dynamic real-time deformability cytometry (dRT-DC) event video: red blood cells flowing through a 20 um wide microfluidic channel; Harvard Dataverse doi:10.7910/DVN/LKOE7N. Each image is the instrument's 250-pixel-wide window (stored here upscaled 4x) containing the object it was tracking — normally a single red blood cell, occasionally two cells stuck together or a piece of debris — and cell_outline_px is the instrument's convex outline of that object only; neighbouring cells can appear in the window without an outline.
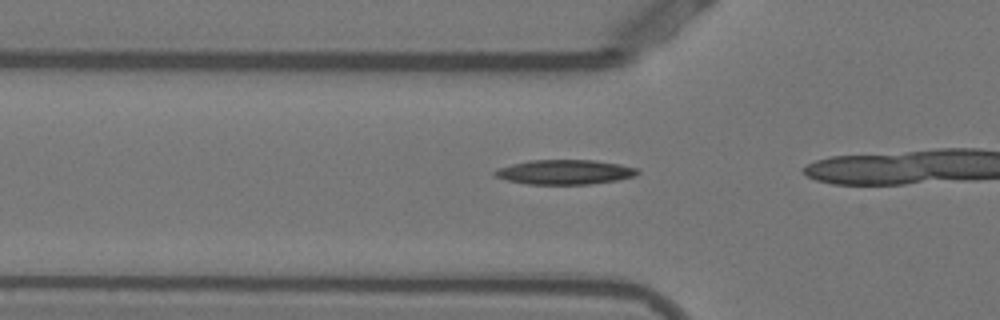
{"species": "Egyptian fruit bat (a non-hibernating species)", "species_latin": "Rousettus aegyptiacus", "temperature_condition": "warm", "stored_images_in_passage": 15, "camera_frame_rate_fps": 3000, "um_per_image_px": 0.085, "animal": {"sex": "female"}, "frame": {"image": 1, "passage_image": 13, "time_ms": 4.0, "image_size_px": [1000, 320], "cell_outline_px": [[640, 172], [636, 176], [616, 180], [588, 184], [528, 184], [508, 180], [492, 176], [492, 172], [496, 168], [528, 160], [592, 160], [620, 164], [636, 168]], "centroid_in_image_um": [47.96, 14.62], "position_along_channel_um": 77.8, "area_um2": 20.52}}